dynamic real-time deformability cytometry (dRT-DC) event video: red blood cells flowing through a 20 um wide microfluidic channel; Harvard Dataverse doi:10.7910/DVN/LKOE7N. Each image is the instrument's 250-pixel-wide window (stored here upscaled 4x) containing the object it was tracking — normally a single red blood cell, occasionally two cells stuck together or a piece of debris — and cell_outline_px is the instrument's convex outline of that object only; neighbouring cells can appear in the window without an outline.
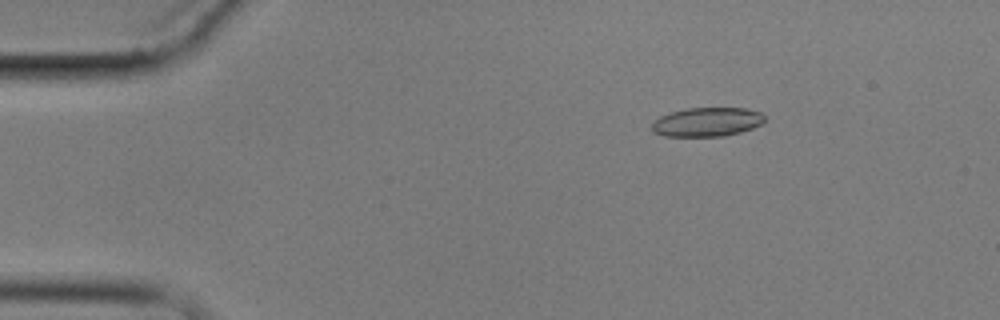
{"species": "common noctule bat (a hibernating species)", "species_latin": "Nyctalus noctula", "temperature_condition": "cold", "stored_images_in_passage": 5, "camera_frame_rate_fps": 3000, "um_per_image_px": 0.085, "animal": {"sex": "male", "body_mass_g": 17.9}, "frame": {"image": 1, "passage_image": 3, "time_ms": 2.333, "image_size_px": [1000, 320], "cell_outline_px": [[764, 120], [760, 124], [752, 128], [740, 132], [724, 136], [664, 136], [652, 132], [652, 124], [660, 116], [672, 112], [688, 108], [748, 108], [760, 112], [764, 116]], "centroid_in_image_um": [60.09, 10.37], "position_along_channel_um": 24.9, "area_um2": 18.96}}